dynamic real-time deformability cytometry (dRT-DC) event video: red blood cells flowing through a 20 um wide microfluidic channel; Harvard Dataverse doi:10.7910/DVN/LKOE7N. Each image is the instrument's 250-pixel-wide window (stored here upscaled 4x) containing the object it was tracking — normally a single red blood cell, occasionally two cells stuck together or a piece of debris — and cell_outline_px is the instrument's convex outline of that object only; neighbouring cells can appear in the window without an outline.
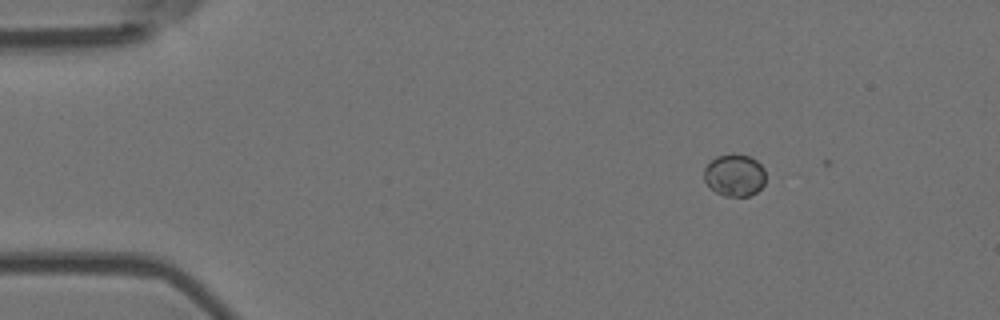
{"species": "Egyptian fruit bat (a non-hibernating species)", "species_latin": "Rousettus aegyptiacus", "temperature_condition": "room temperature", "stored_images_in_passage": 4, "camera_frame_rate_fps": 3000, "um_per_image_px": 0.085, "animal": {"sex": "female"}, "frame": {"image": 1, "passage_image": 1, "time_ms": 0.0, "image_size_px": [1000, 320], "cell_outline_px": [[764, 184], [756, 192], [748, 196], [724, 196], [716, 192], [704, 180], [704, 168], [716, 156], [748, 156], [756, 160], [764, 168]], "centroid_in_image_um": [62.44, 14.92], "position_along_channel_um": 22.6, "area_um2": 14.68}}
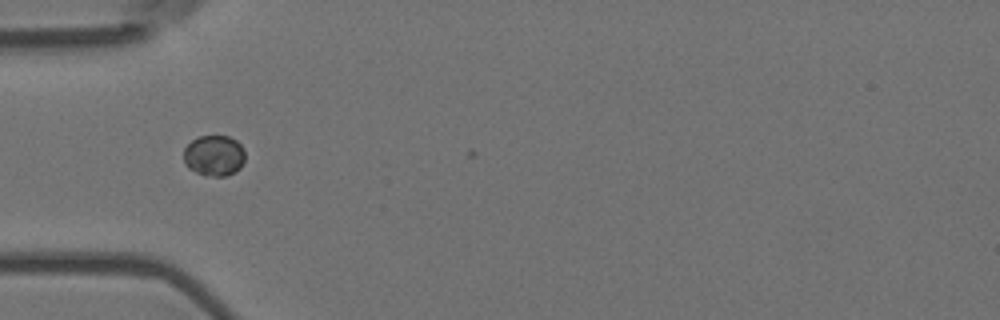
{"frame": {"image": 2, "passage_image": 3, "time_ms": 0.667, "image_size_px": [1000, 320], "cell_outline_px": [[244, 160], [240, 168], [236, 172], [224, 176], [204, 176], [188, 168], [184, 164], [184, 148], [192, 140], [200, 136], [228, 136], [236, 140], [244, 148]], "centroid_in_image_um": [18.19, 13.23], "position_along_channel_um": 66.8, "area_um2": 14.74}}